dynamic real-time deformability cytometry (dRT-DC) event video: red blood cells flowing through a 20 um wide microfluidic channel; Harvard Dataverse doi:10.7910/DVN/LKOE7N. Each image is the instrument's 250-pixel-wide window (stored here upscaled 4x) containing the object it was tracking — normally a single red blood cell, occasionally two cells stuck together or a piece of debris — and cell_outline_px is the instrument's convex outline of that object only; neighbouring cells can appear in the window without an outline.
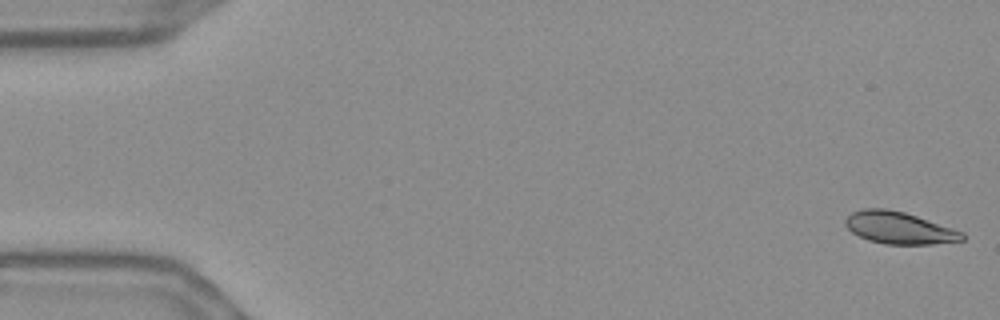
{"species": "Egyptian fruit bat (a non-hibernating species)", "species_latin": "Rousettus aegyptiacus", "temperature_condition": "warm", "stored_images_in_passage": 55, "camera_frame_rate_fps": 3000, "um_per_image_px": 0.085, "frame": {"image": 1, "passage_image": 1, "time_ms": 0.0, "image_size_px": [1000, 320], "cell_outline_px": [[964, 240], [932, 244], [884, 244], [868, 240], [852, 232], [844, 224], [844, 220], [852, 212], [864, 208], [884, 208], [904, 212], [964, 232]], "centroid_in_image_um": [76.41, 19.37], "position_along_channel_um": 8.6, "area_um2": 21.68}}
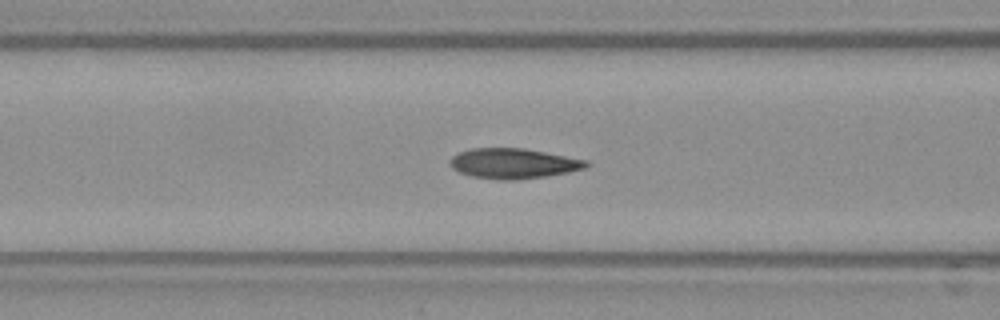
{"frame": {"image": 2, "passage_image": 22, "time_ms": 7.0, "image_size_px": [1000, 320], "cell_outline_px": [[592, 164], [584, 168], [568, 172], [544, 176], [512, 180], [500, 180], [472, 176], [460, 172], [452, 168], [448, 164], [452, 156], [460, 152], [472, 148], [524, 148], [588, 160]], "centroid_in_image_um": [43.64, 13.89], "position_along_channel_um": 123.0, "area_um2": 23.87}}
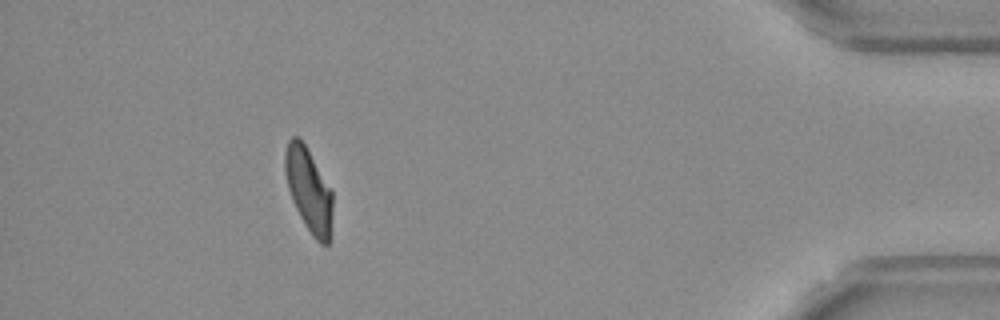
{"frame": {"image": 3, "passage_image": 50, "time_ms": 16.333, "image_size_px": [1000, 320], "cell_outline_px": [[332, 212], [328, 244], [320, 244], [312, 236], [304, 224], [292, 200], [288, 188], [284, 172], [284, 152], [288, 140], [292, 136], [300, 136], [332, 188]], "centroid_in_image_um": [26.23, 16.09], "position_along_channel_um": 409.0, "area_um2": 23.52}, "authors_computed_cell_mechanics": {"area_um2": 23.5246, "velocity_mm_per_s": 3.6623, "shape_relaxation_time_tau1_ms": 4.5377, "shape_relaxation_time_tau2_ms": 1.6277, "deformation_change_tau1": 0.1735, "deformation_change_tau2": 0.0658}}